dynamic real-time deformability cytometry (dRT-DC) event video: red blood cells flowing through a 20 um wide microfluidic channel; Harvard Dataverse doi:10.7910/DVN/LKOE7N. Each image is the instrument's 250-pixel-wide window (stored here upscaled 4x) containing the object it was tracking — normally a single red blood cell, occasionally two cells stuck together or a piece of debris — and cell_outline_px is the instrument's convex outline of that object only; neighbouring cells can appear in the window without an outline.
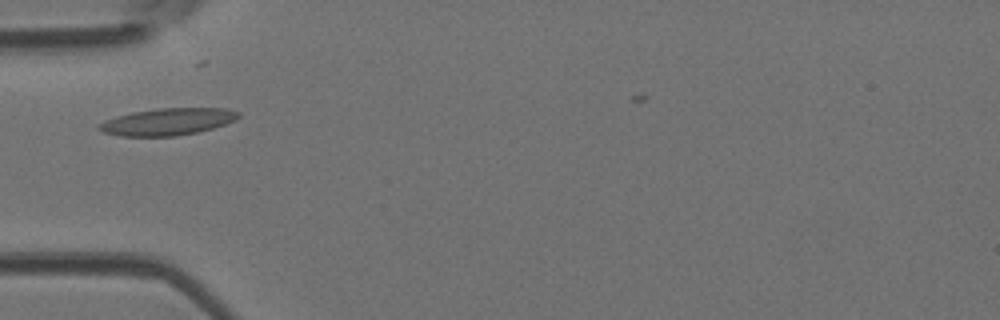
{"species": "Egyptian fruit bat (a non-hibernating species)", "species_latin": "Rousettus aegyptiacus", "temperature_condition": "room temperature", "stored_images_in_passage": 4, "camera_frame_rate_fps": 3000, "um_per_image_px": 0.085, "animal": {"sex": "female"}, "frame": {"image": 1, "passage_image": 3, "time_ms": 0.667, "image_size_px": [1000, 320], "cell_outline_px": [[240, 116], [236, 120], [200, 132], [176, 136], [120, 136], [104, 132], [96, 128], [96, 124], [104, 120], [116, 116], [132, 112], [156, 108], [228, 108], [240, 112]], "centroid_in_image_um": [14.23, 10.34], "position_along_channel_um": 70.8, "area_um2": 22.2}}
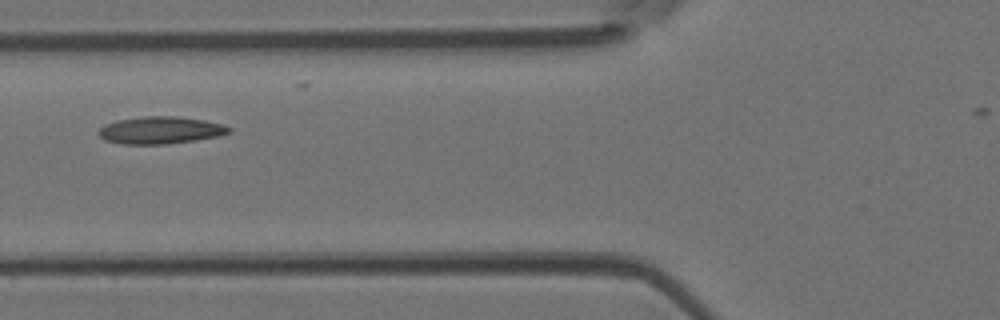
{"frame": {"image": 2, "passage_image": 4, "time_ms": 1.0, "image_size_px": [1000, 320], "cell_outline_px": [[232, 132], [220, 136], [164, 144], [124, 144], [104, 140], [96, 132], [104, 124], [116, 120], [140, 116], [176, 116], [204, 120], [224, 124], [232, 128]], "centroid_in_image_um": [13.63, 11.05], "position_along_channel_um": 112.2, "area_um2": 20.87}}